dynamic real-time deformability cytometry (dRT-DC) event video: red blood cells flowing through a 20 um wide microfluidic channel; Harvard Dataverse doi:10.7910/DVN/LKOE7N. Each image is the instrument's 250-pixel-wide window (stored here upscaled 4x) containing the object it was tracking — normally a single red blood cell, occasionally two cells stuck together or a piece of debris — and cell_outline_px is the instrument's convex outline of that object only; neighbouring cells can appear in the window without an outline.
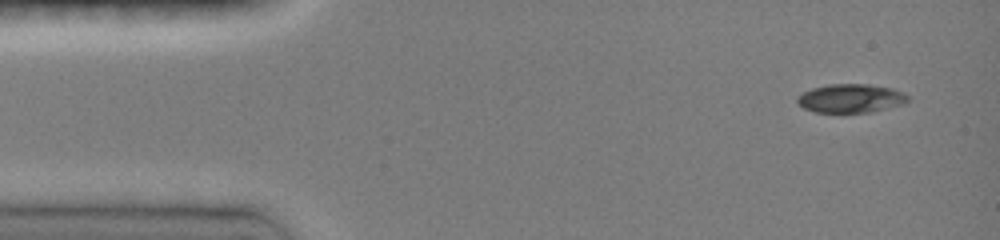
{"species": "common noctule bat (a hibernating species)", "species_latin": "Nyctalus noctula", "temperature_condition": "room temperature", "stored_images_in_passage": 4, "camera_frame_rate_fps": 3000, "um_per_image_px": 0.085, "animal": {"sex": "female", "body_mass_g": 19.0, "forearm_length_mm": 51.5}, "frame": {"image": 1, "passage_image": 1, "time_ms": 0.0, "image_size_px": [1000, 240], "cell_outline_px": [[908, 100], [904, 104], [872, 112], [816, 112], [804, 108], [796, 100], [796, 96], [812, 88], [828, 84], [868, 84], [892, 88], [904, 92], [908, 96]], "centroid_in_image_um": [72.33, 8.35], "position_along_channel_um": 12.7, "area_um2": 18.5}}
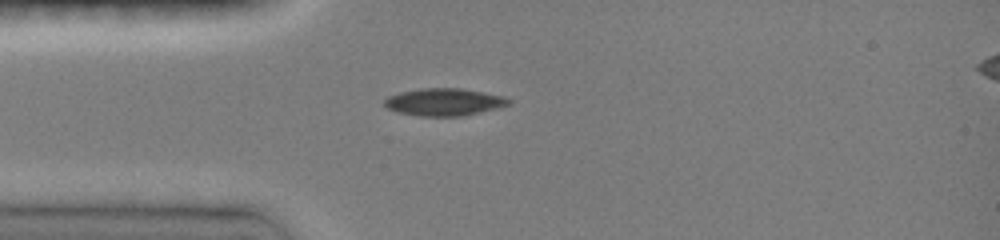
{"frame": {"image": 2, "passage_image": 4, "time_ms": 3.0, "image_size_px": [1000, 240], "cell_outline_px": [[512, 104], [496, 108], [460, 116], [420, 116], [396, 112], [388, 108], [384, 104], [384, 100], [388, 96], [400, 92], [420, 88], [460, 88], [484, 92], [504, 96], [512, 100]], "centroid_in_image_um": [37.75, 8.66], "position_along_channel_um": 47.3, "area_um2": 19.83}}